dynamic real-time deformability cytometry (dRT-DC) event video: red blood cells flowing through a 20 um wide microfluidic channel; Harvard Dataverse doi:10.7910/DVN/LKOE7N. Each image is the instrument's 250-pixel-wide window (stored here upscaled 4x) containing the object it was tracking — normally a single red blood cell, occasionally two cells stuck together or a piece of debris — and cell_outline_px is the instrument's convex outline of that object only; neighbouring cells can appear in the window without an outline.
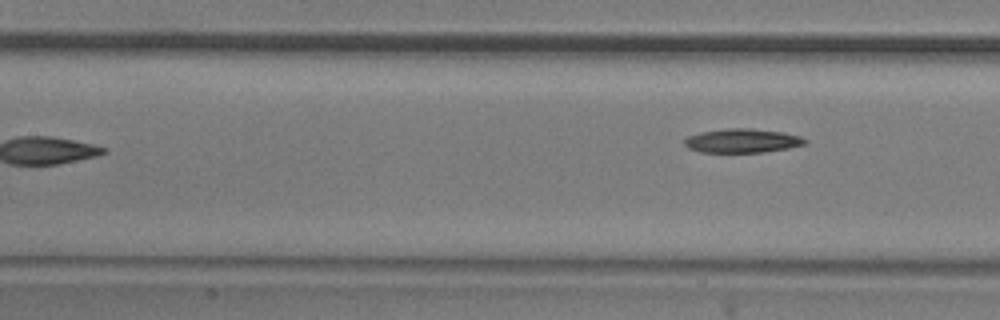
{"species": "common noctule bat (a hibernating species)", "species_latin": "Nyctalus noctula", "temperature_condition": "room temperature", "stored_images_in_passage": 6, "camera_frame_rate_fps": 3000, "um_per_image_px": 0.085, "animal": {"sex": "male", "body_mass_g": 20.5, "forearm_length_mm": 52.5}, "frame": {"image": 1, "passage_image": 6, "time_ms": 6.0, "image_size_px": [1000, 320], "cell_outline_px": [[808, 144], [788, 148], [764, 152], [700, 152], [688, 148], [684, 144], [684, 140], [688, 136], [700, 132], [728, 128], [752, 128], [784, 132], [800, 136], [808, 140]], "centroid_in_image_um": [63.12, 11.96], "position_along_channel_um": 144.3, "area_um2": 16.99}}